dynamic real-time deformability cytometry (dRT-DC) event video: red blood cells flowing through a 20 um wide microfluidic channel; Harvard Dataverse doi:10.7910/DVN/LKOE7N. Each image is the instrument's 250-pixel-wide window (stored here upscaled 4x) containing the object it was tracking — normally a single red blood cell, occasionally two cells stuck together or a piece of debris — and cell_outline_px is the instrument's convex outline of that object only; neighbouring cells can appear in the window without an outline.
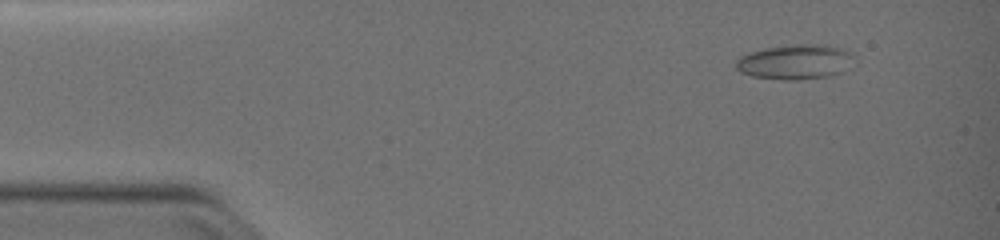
{"species": "common noctule bat (a hibernating species)", "species_latin": "Nyctalus noctula", "temperature_condition": "warm", "stored_images_in_passage": 53, "camera_frame_rate_fps": 3000, "um_per_image_px": 0.085, "animal": {"sex": "female", "body_mass_g": 19.0, "forearm_length_mm": 51.5}, "frame": {"image": 1, "passage_image": 6, "time_ms": 1.667, "image_size_px": [1000, 240], "cell_outline_px": [[856, 64], [844, 72], [832, 76], [800, 80], [780, 80], [752, 76], [740, 72], [736, 68], [736, 60], [740, 56], [748, 52], [764, 48], [796, 44], [828, 44], [844, 48], [852, 52], [856, 56]], "centroid_in_image_um": [67.71, 5.26], "position_along_channel_um": 17.3, "area_um2": 24.97}}
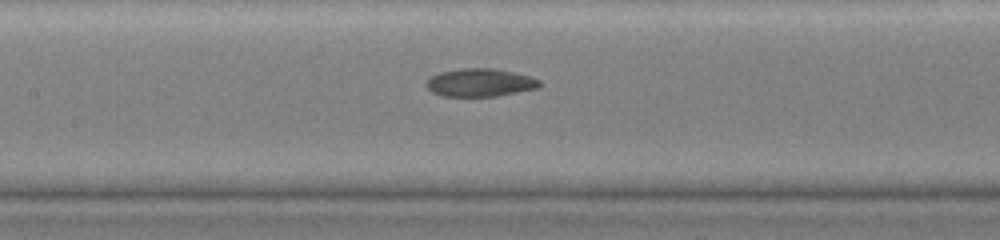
{"frame": {"image": 2, "passage_image": 26, "time_ms": 8.333, "image_size_px": [1000, 240], "cell_outline_px": [[540, 88], [496, 96], [444, 96], [432, 92], [424, 84], [432, 76], [440, 72], [460, 68], [496, 68], [528, 76], [540, 80]], "centroid_in_image_um": [40.8, 7.02], "position_along_channel_um": 166.6, "area_um2": 18.44}}
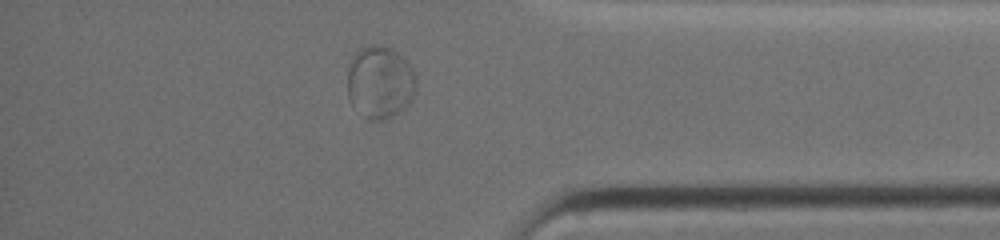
{"frame": {"image": 3, "passage_image": 46, "time_ms": 15.0, "image_size_px": [1000, 240], "cell_outline_px": [[416, 92], [408, 104], [404, 108], [392, 116], [384, 120], [368, 120], [352, 108], [348, 100], [348, 68], [352, 56], [364, 44], [380, 44], [392, 48], [400, 52], [404, 56], [412, 68], [416, 76]], "centroid_in_image_um": [32.29, 6.97], "position_along_channel_um": 402.9, "area_um2": 30.0}}